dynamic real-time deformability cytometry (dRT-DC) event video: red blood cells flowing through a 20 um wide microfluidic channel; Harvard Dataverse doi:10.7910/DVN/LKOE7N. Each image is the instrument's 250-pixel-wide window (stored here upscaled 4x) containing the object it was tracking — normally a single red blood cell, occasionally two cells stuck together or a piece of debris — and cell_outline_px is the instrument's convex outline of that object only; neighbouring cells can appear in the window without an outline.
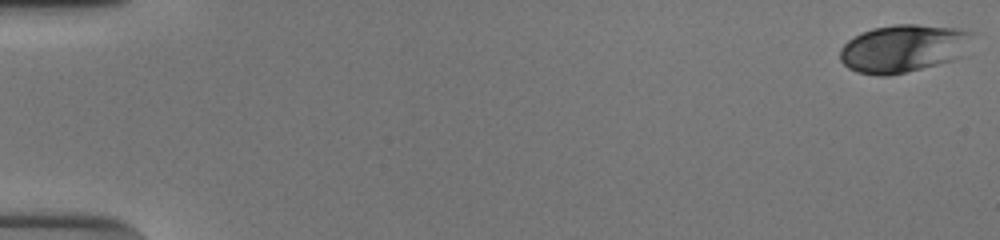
{"species": "human", "species_latin": "Homo sapiens", "temperature_condition": "cold", "stored_images_in_passage": 53, "camera_frame_rate_fps": 3000, "um_per_image_px": 0.085, "donor": {"sex": "male"}, "frame": {"image": 1, "passage_image": 1, "time_ms": 0.0, "image_size_px": [1000, 240], "cell_outline_px": [[972, 32], [964, 56], [952, 60], [888, 76], [880, 76], [856, 72], [848, 68], [840, 60], [840, 48], [848, 40], [860, 32], [872, 28], [896, 24], [916, 24], [952, 28]], "centroid_in_image_um": [76.73, 4.12], "position_along_channel_um": 8.3, "area_um2": 36.65}}
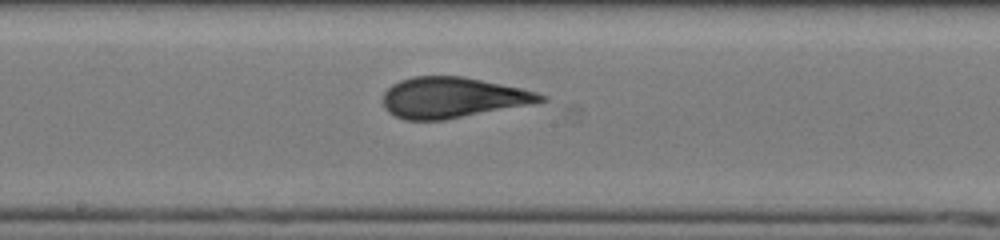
{"frame": {"image": 2, "passage_image": 30, "time_ms": 9.667, "image_size_px": [1000, 240], "cell_outline_px": [[548, 100], [528, 104], [444, 120], [404, 120], [388, 112], [384, 108], [384, 92], [392, 84], [400, 80], [412, 76], [464, 76], [520, 88], [536, 92], [548, 96]], "centroid_in_image_um": [38.44, 8.29], "position_along_channel_um": 209.8, "area_um2": 37.11}}
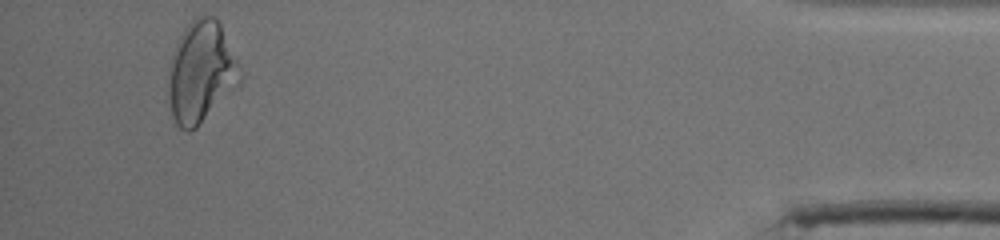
{"frame": {"image": 3, "passage_image": 51, "time_ms": 16.667, "image_size_px": [1000, 240], "cell_outline_px": [[240, 84], [196, 128], [188, 132], [180, 128], [176, 124], [172, 116], [168, 92], [168, 68], [176, 44], [184, 28], [196, 16], [212, 16], [220, 24], [240, 80]], "centroid_in_image_um": [17.01, 6.19], "position_along_channel_um": 418.2, "area_um2": 41.1}, "authors_computed_cell_mechanics": {"area_um2": 36.9342, "velocity_mm_per_s": 3.8832, "shape_relaxation_time_tau1_ms": 5.3882, "shape_relaxation_time_tau2_ms": 0.8562, "deformation_change_tau1": 0.1893, "deformation_change_tau2": 0.0591}}